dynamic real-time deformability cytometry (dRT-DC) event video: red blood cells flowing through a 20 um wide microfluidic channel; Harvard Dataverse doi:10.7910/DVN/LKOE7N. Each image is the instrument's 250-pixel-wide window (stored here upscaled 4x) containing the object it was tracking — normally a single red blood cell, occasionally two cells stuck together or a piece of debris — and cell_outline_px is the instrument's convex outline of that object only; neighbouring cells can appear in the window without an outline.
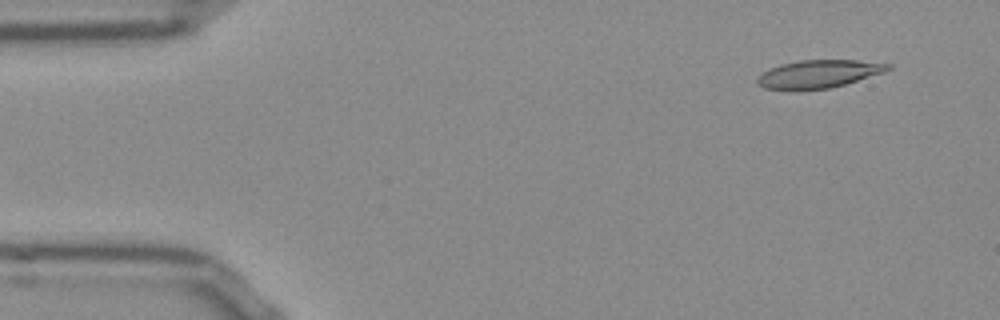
{"species": "Egyptian fruit bat (a non-hibernating species)", "species_latin": "Rousettus aegyptiacus", "temperature_condition": "room temperature", "stored_images_in_passage": 52, "camera_frame_rate_fps": 3000, "um_per_image_px": 0.085, "frame": {"image": 1, "passage_image": 4, "time_ms": 1.0, "image_size_px": [1000, 320], "cell_outline_px": [[892, 68], [884, 72], [844, 84], [828, 88], [796, 92], [792, 92], [764, 88], [756, 84], [756, 80], [768, 68], [780, 64], [800, 60], [856, 60], [892, 64]], "centroid_in_image_um": [69.52, 6.31], "position_along_channel_um": 15.5, "area_um2": 21.68}}
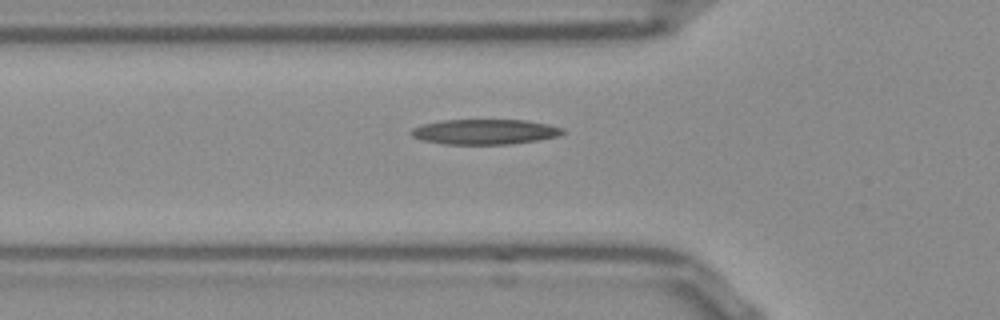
{"frame": {"image": 2, "passage_image": 17, "time_ms": 5.333, "image_size_px": [1000, 320], "cell_outline_px": [[564, 132], [556, 136], [536, 140], [508, 144], [444, 144], [424, 140], [412, 136], [408, 132], [412, 128], [424, 124], [440, 120], [524, 120], [548, 124], [564, 128]], "centroid_in_image_um": [41.17, 11.19], "position_along_channel_um": 84.6, "area_um2": 22.02}}
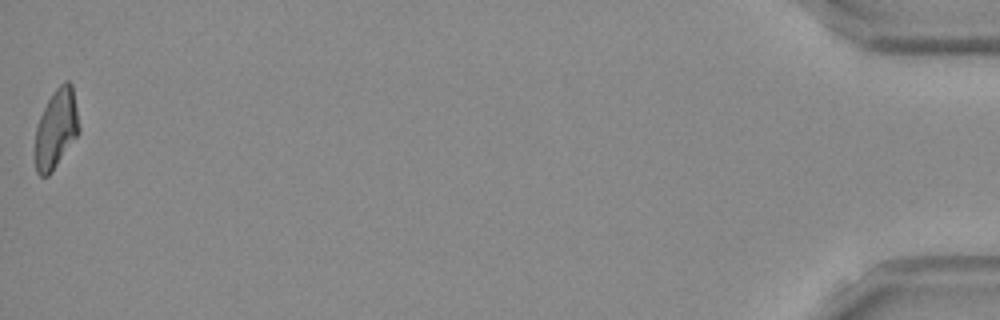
{"frame": {"image": 3, "passage_image": 52, "time_ms": 17.0, "image_size_px": [1000, 320], "cell_outline_px": [[80, 132], [52, 172], [48, 176], [40, 176], [36, 172], [36, 124], [52, 92], [64, 80], [68, 80], [72, 84], [80, 128]], "centroid_in_image_um": [4.79, 10.93], "position_along_channel_um": 430.4, "area_um2": 20.23}, "authors_computed_cell_mechanics": {"area_um2": 21.675, "velocity_mm_per_s": 3.8351, "shape_relaxation_time_tau1_ms": null, "shape_relaxation_time_tau2_ms": 3.3032, "deformation_change_tau1": null, "deformation_change_tau2": 0.1319}}